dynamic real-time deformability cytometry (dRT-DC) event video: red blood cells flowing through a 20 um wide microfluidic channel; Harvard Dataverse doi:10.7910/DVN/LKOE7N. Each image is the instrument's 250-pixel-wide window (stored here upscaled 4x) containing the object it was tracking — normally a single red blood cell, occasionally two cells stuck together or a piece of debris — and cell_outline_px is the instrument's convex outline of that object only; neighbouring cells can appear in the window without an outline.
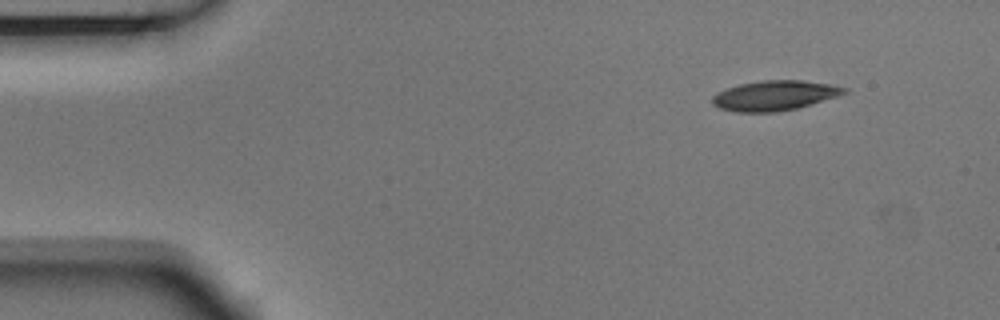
{"species": "Egyptian fruit bat (a non-hibernating species)", "species_latin": "Rousettus aegyptiacus", "temperature_condition": "room temperature", "stored_images_in_passage": 6, "camera_frame_rate_fps": 3000, "um_per_image_px": 0.085, "animal": {"sex": "male"}, "frame": {"image": 1, "passage_image": 6, "time_ms": 1.667, "image_size_px": [1000, 320], "cell_outline_px": [[848, 92], [836, 96], [796, 108], [776, 112], [736, 112], [720, 108], [712, 104], [712, 96], [728, 88], [740, 84], [760, 80], [800, 80], [832, 84], [848, 88]], "centroid_in_image_um": [65.84, 8.11], "position_along_channel_um": 19.2, "area_um2": 22.77}}